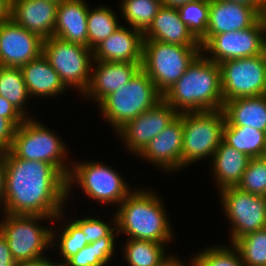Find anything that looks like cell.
I'll use <instances>...</instances> for the list:
<instances>
[{
  "instance_id": "6da1fadb",
  "label": "cell",
  "mask_w": 266,
  "mask_h": 266,
  "mask_svg": "<svg viewBox=\"0 0 266 266\" xmlns=\"http://www.w3.org/2000/svg\"><path fill=\"white\" fill-rule=\"evenodd\" d=\"M5 165L4 213L40 215L61 220L67 197V178L53 165L2 152Z\"/></svg>"
},
{
  "instance_id": "7a4b0ae2",
  "label": "cell",
  "mask_w": 266,
  "mask_h": 266,
  "mask_svg": "<svg viewBox=\"0 0 266 266\" xmlns=\"http://www.w3.org/2000/svg\"><path fill=\"white\" fill-rule=\"evenodd\" d=\"M162 99L178 113L221 110L224 100L219 65L201 52Z\"/></svg>"
},
{
  "instance_id": "3957f363",
  "label": "cell",
  "mask_w": 266,
  "mask_h": 266,
  "mask_svg": "<svg viewBox=\"0 0 266 266\" xmlns=\"http://www.w3.org/2000/svg\"><path fill=\"white\" fill-rule=\"evenodd\" d=\"M162 199L151 190L136 189L123 200L112 219L118 233L128 239L167 244L173 238L172 227Z\"/></svg>"
},
{
  "instance_id": "277c9868",
  "label": "cell",
  "mask_w": 266,
  "mask_h": 266,
  "mask_svg": "<svg viewBox=\"0 0 266 266\" xmlns=\"http://www.w3.org/2000/svg\"><path fill=\"white\" fill-rule=\"evenodd\" d=\"M162 94L147 73L140 68L130 81L104 97L97 105L109 124L117 132L130 120L154 107Z\"/></svg>"
},
{
  "instance_id": "5b68a950",
  "label": "cell",
  "mask_w": 266,
  "mask_h": 266,
  "mask_svg": "<svg viewBox=\"0 0 266 266\" xmlns=\"http://www.w3.org/2000/svg\"><path fill=\"white\" fill-rule=\"evenodd\" d=\"M201 53V46H181L155 40H143L141 68L163 95Z\"/></svg>"
},
{
  "instance_id": "8992f818",
  "label": "cell",
  "mask_w": 266,
  "mask_h": 266,
  "mask_svg": "<svg viewBox=\"0 0 266 266\" xmlns=\"http://www.w3.org/2000/svg\"><path fill=\"white\" fill-rule=\"evenodd\" d=\"M4 216L0 223V232L6 238L16 263L45 257L42 254L46 251L45 249L50 245H57L55 243L57 232L51 227L47 228L39 224L40 220L55 221L56 217L7 213Z\"/></svg>"
},
{
  "instance_id": "52a82bcc",
  "label": "cell",
  "mask_w": 266,
  "mask_h": 266,
  "mask_svg": "<svg viewBox=\"0 0 266 266\" xmlns=\"http://www.w3.org/2000/svg\"><path fill=\"white\" fill-rule=\"evenodd\" d=\"M66 147L52 130L30 117L17 127L9 151L17 158L53 164L67 178L71 167L65 162Z\"/></svg>"
},
{
  "instance_id": "ba28073f",
  "label": "cell",
  "mask_w": 266,
  "mask_h": 266,
  "mask_svg": "<svg viewBox=\"0 0 266 266\" xmlns=\"http://www.w3.org/2000/svg\"><path fill=\"white\" fill-rule=\"evenodd\" d=\"M182 124V169L207 156L212 159L223 138L224 111L182 112Z\"/></svg>"
},
{
  "instance_id": "9c48e42d",
  "label": "cell",
  "mask_w": 266,
  "mask_h": 266,
  "mask_svg": "<svg viewBox=\"0 0 266 266\" xmlns=\"http://www.w3.org/2000/svg\"><path fill=\"white\" fill-rule=\"evenodd\" d=\"M118 172L99 162H78L71 167L67 177V196L76 183L81 190L98 203L120 205L132 192Z\"/></svg>"
},
{
  "instance_id": "30bf717a",
  "label": "cell",
  "mask_w": 266,
  "mask_h": 266,
  "mask_svg": "<svg viewBox=\"0 0 266 266\" xmlns=\"http://www.w3.org/2000/svg\"><path fill=\"white\" fill-rule=\"evenodd\" d=\"M43 55L66 88L77 87L83 95L89 85L94 62L92 50L52 36L43 41Z\"/></svg>"
},
{
  "instance_id": "8fae6325",
  "label": "cell",
  "mask_w": 266,
  "mask_h": 266,
  "mask_svg": "<svg viewBox=\"0 0 266 266\" xmlns=\"http://www.w3.org/2000/svg\"><path fill=\"white\" fill-rule=\"evenodd\" d=\"M199 42L202 54L217 64L231 59L260 55L266 50L265 16L247 29L205 35Z\"/></svg>"
},
{
  "instance_id": "7c38bea8",
  "label": "cell",
  "mask_w": 266,
  "mask_h": 266,
  "mask_svg": "<svg viewBox=\"0 0 266 266\" xmlns=\"http://www.w3.org/2000/svg\"><path fill=\"white\" fill-rule=\"evenodd\" d=\"M224 101L266 94V50L219 63Z\"/></svg>"
},
{
  "instance_id": "4fadbf2b",
  "label": "cell",
  "mask_w": 266,
  "mask_h": 266,
  "mask_svg": "<svg viewBox=\"0 0 266 266\" xmlns=\"http://www.w3.org/2000/svg\"><path fill=\"white\" fill-rule=\"evenodd\" d=\"M223 210L231 226V245L244 235L266 228V197L237 187L219 190Z\"/></svg>"
},
{
  "instance_id": "5bb4252c",
  "label": "cell",
  "mask_w": 266,
  "mask_h": 266,
  "mask_svg": "<svg viewBox=\"0 0 266 266\" xmlns=\"http://www.w3.org/2000/svg\"><path fill=\"white\" fill-rule=\"evenodd\" d=\"M178 112L163 99L154 107L130 120L116 133L123 138L130 153L138 155L145 146L160 134L177 116Z\"/></svg>"
},
{
  "instance_id": "9a60e30c",
  "label": "cell",
  "mask_w": 266,
  "mask_h": 266,
  "mask_svg": "<svg viewBox=\"0 0 266 266\" xmlns=\"http://www.w3.org/2000/svg\"><path fill=\"white\" fill-rule=\"evenodd\" d=\"M43 41L9 18L0 24V66L21 68L43 53Z\"/></svg>"
},
{
  "instance_id": "2e32d148",
  "label": "cell",
  "mask_w": 266,
  "mask_h": 266,
  "mask_svg": "<svg viewBox=\"0 0 266 266\" xmlns=\"http://www.w3.org/2000/svg\"><path fill=\"white\" fill-rule=\"evenodd\" d=\"M183 124L182 113L154 137L138 154L169 173L182 168Z\"/></svg>"
},
{
  "instance_id": "e0dca14e",
  "label": "cell",
  "mask_w": 266,
  "mask_h": 266,
  "mask_svg": "<svg viewBox=\"0 0 266 266\" xmlns=\"http://www.w3.org/2000/svg\"><path fill=\"white\" fill-rule=\"evenodd\" d=\"M58 5L50 0H10V18L44 40L54 36Z\"/></svg>"
},
{
  "instance_id": "ac0fdd59",
  "label": "cell",
  "mask_w": 266,
  "mask_h": 266,
  "mask_svg": "<svg viewBox=\"0 0 266 266\" xmlns=\"http://www.w3.org/2000/svg\"><path fill=\"white\" fill-rule=\"evenodd\" d=\"M143 40L141 30L121 25L92 50L94 61L142 63Z\"/></svg>"
},
{
  "instance_id": "d6986e66",
  "label": "cell",
  "mask_w": 266,
  "mask_h": 266,
  "mask_svg": "<svg viewBox=\"0 0 266 266\" xmlns=\"http://www.w3.org/2000/svg\"><path fill=\"white\" fill-rule=\"evenodd\" d=\"M91 77L84 97L96 99L99 103L110 93L127 84L135 73L141 68L142 63L94 61ZM94 67V69H93Z\"/></svg>"
},
{
  "instance_id": "ffe728a7",
  "label": "cell",
  "mask_w": 266,
  "mask_h": 266,
  "mask_svg": "<svg viewBox=\"0 0 266 266\" xmlns=\"http://www.w3.org/2000/svg\"><path fill=\"white\" fill-rule=\"evenodd\" d=\"M261 17L262 15L251 7L222 0H210L206 35L247 29Z\"/></svg>"
},
{
  "instance_id": "44dd1931",
  "label": "cell",
  "mask_w": 266,
  "mask_h": 266,
  "mask_svg": "<svg viewBox=\"0 0 266 266\" xmlns=\"http://www.w3.org/2000/svg\"><path fill=\"white\" fill-rule=\"evenodd\" d=\"M144 40H155L181 46H201L200 42L181 21L179 10L161 6L149 27L143 32Z\"/></svg>"
},
{
  "instance_id": "7402d4cb",
  "label": "cell",
  "mask_w": 266,
  "mask_h": 266,
  "mask_svg": "<svg viewBox=\"0 0 266 266\" xmlns=\"http://www.w3.org/2000/svg\"><path fill=\"white\" fill-rule=\"evenodd\" d=\"M88 7L85 0L62 1L57 8L54 36L88 47Z\"/></svg>"
},
{
  "instance_id": "603a6c76",
  "label": "cell",
  "mask_w": 266,
  "mask_h": 266,
  "mask_svg": "<svg viewBox=\"0 0 266 266\" xmlns=\"http://www.w3.org/2000/svg\"><path fill=\"white\" fill-rule=\"evenodd\" d=\"M21 70L30 97H55L67 90L59 74L52 68L43 53L23 65Z\"/></svg>"
},
{
  "instance_id": "cb8c5ba5",
  "label": "cell",
  "mask_w": 266,
  "mask_h": 266,
  "mask_svg": "<svg viewBox=\"0 0 266 266\" xmlns=\"http://www.w3.org/2000/svg\"><path fill=\"white\" fill-rule=\"evenodd\" d=\"M250 159L248 155L222 140L211 159L212 172H214L218 190L236 187L247 169Z\"/></svg>"
},
{
  "instance_id": "d4e9b609",
  "label": "cell",
  "mask_w": 266,
  "mask_h": 266,
  "mask_svg": "<svg viewBox=\"0 0 266 266\" xmlns=\"http://www.w3.org/2000/svg\"><path fill=\"white\" fill-rule=\"evenodd\" d=\"M222 110L229 126H249L266 133V94L224 101Z\"/></svg>"
},
{
  "instance_id": "484cf974",
  "label": "cell",
  "mask_w": 266,
  "mask_h": 266,
  "mask_svg": "<svg viewBox=\"0 0 266 266\" xmlns=\"http://www.w3.org/2000/svg\"><path fill=\"white\" fill-rule=\"evenodd\" d=\"M222 140L250 158H260L265 147L266 133L249 126H229L225 122Z\"/></svg>"
},
{
  "instance_id": "4316f807",
  "label": "cell",
  "mask_w": 266,
  "mask_h": 266,
  "mask_svg": "<svg viewBox=\"0 0 266 266\" xmlns=\"http://www.w3.org/2000/svg\"><path fill=\"white\" fill-rule=\"evenodd\" d=\"M165 245L149 240L127 239L123 257L130 266H162L172 257L166 255Z\"/></svg>"
},
{
  "instance_id": "83f0119b",
  "label": "cell",
  "mask_w": 266,
  "mask_h": 266,
  "mask_svg": "<svg viewBox=\"0 0 266 266\" xmlns=\"http://www.w3.org/2000/svg\"><path fill=\"white\" fill-rule=\"evenodd\" d=\"M0 95L6 98L26 118L30 117L25 110V103L30 96L21 68L0 66Z\"/></svg>"
},
{
  "instance_id": "f1b7e54d",
  "label": "cell",
  "mask_w": 266,
  "mask_h": 266,
  "mask_svg": "<svg viewBox=\"0 0 266 266\" xmlns=\"http://www.w3.org/2000/svg\"><path fill=\"white\" fill-rule=\"evenodd\" d=\"M118 23L116 13L109 7L99 6L92 10L88 9V47L93 50L121 26Z\"/></svg>"
},
{
  "instance_id": "f546056e",
  "label": "cell",
  "mask_w": 266,
  "mask_h": 266,
  "mask_svg": "<svg viewBox=\"0 0 266 266\" xmlns=\"http://www.w3.org/2000/svg\"><path fill=\"white\" fill-rule=\"evenodd\" d=\"M115 237H101L87 244L66 262L70 266H105L113 257Z\"/></svg>"
},
{
  "instance_id": "4dcf8cb0",
  "label": "cell",
  "mask_w": 266,
  "mask_h": 266,
  "mask_svg": "<svg viewBox=\"0 0 266 266\" xmlns=\"http://www.w3.org/2000/svg\"><path fill=\"white\" fill-rule=\"evenodd\" d=\"M121 14L130 27L144 32L155 18L161 0H122Z\"/></svg>"
},
{
  "instance_id": "1f68e13d",
  "label": "cell",
  "mask_w": 266,
  "mask_h": 266,
  "mask_svg": "<svg viewBox=\"0 0 266 266\" xmlns=\"http://www.w3.org/2000/svg\"><path fill=\"white\" fill-rule=\"evenodd\" d=\"M244 266H266V228L248 233L232 244Z\"/></svg>"
},
{
  "instance_id": "d6a6232c",
  "label": "cell",
  "mask_w": 266,
  "mask_h": 266,
  "mask_svg": "<svg viewBox=\"0 0 266 266\" xmlns=\"http://www.w3.org/2000/svg\"><path fill=\"white\" fill-rule=\"evenodd\" d=\"M209 1L189 2L178 9L181 21L188 26L189 31L198 41L206 35Z\"/></svg>"
},
{
  "instance_id": "836d02e7",
  "label": "cell",
  "mask_w": 266,
  "mask_h": 266,
  "mask_svg": "<svg viewBox=\"0 0 266 266\" xmlns=\"http://www.w3.org/2000/svg\"><path fill=\"white\" fill-rule=\"evenodd\" d=\"M213 246L199 251L192 258L193 266H244L238 250L233 246Z\"/></svg>"
},
{
  "instance_id": "e575fe53",
  "label": "cell",
  "mask_w": 266,
  "mask_h": 266,
  "mask_svg": "<svg viewBox=\"0 0 266 266\" xmlns=\"http://www.w3.org/2000/svg\"><path fill=\"white\" fill-rule=\"evenodd\" d=\"M236 187L244 192L266 197V160L262 157L251 158Z\"/></svg>"
},
{
  "instance_id": "d590c367",
  "label": "cell",
  "mask_w": 266,
  "mask_h": 266,
  "mask_svg": "<svg viewBox=\"0 0 266 266\" xmlns=\"http://www.w3.org/2000/svg\"><path fill=\"white\" fill-rule=\"evenodd\" d=\"M68 223V225H63L61 234H57L58 241L60 242L57 246L60 249L61 257H63L61 261L63 262H66L88 244L86 242V236L73 220Z\"/></svg>"
},
{
  "instance_id": "8d00e7d4",
  "label": "cell",
  "mask_w": 266,
  "mask_h": 266,
  "mask_svg": "<svg viewBox=\"0 0 266 266\" xmlns=\"http://www.w3.org/2000/svg\"><path fill=\"white\" fill-rule=\"evenodd\" d=\"M86 236L88 244L98 241L101 237H115L118 236L117 227H111L108 222L98 218L84 217L82 219H74L73 221ZM116 234V235H115Z\"/></svg>"
},
{
  "instance_id": "74e56055",
  "label": "cell",
  "mask_w": 266,
  "mask_h": 266,
  "mask_svg": "<svg viewBox=\"0 0 266 266\" xmlns=\"http://www.w3.org/2000/svg\"><path fill=\"white\" fill-rule=\"evenodd\" d=\"M16 130L17 126L11 120L0 116V153L10 149Z\"/></svg>"
},
{
  "instance_id": "f35d334b",
  "label": "cell",
  "mask_w": 266,
  "mask_h": 266,
  "mask_svg": "<svg viewBox=\"0 0 266 266\" xmlns=\"http://www.w3.org/2000/svg\"><path fill=\"white\" fill-rule=\"evenodd\" d=\"M0 116L8 118L17 127L21 125L27 118L15 108L6 98L0 95Z\"/></svg>"
},
{
  "instance_id": "ab89813d",
  "label": "cell",
  "mask_w": 266,
  "mask_h": 266,
  "mask_svg": "<svg viewBox=\"0 0 266 266\" xmlns=\"http://www.w3.org/2000/svg\"><path fill=\"white\" fill-rule=\"evenodd\" d=\"M14 260L10 251L6 238L0 232V266H15Z\"/></svg>"
},
{
  "instance_id": "60d3db41",
  "label": "cell",
  "mask_w": 266,
  "mask_h": 266,
  "mask_svg": "<svg viewBox=\"0 0 266 266\" xmlns=\"http://www.w3.org/2000/svg\"><path fill=\"white\" fill-rule=\"evenodd\" d=\"M222 1L232 2L243 6L251 7L252 9H256L262 16H265L266 13V0H222Z\"/></svg>"
},
{
  "instance_id": "b9f144b4",
  "label": "cell",
  "mask_w": 266,
  "mask_h": 266,
  "mask_svg": "<svg viewBox=\"0 0 266 266\" xmlns=\"http://www.w3.org/2000/svg\"><path fill=\"white\" fill-rule=\"evenodd\" d=\"M5 165L2 153H0V205L5 206Z\"/></svg>"
},
{
  "instance_id": "7bdbcfd3",
  "label": "cell",
  "mask_w": 266,
  "mask_h": 266,
  "mask_svg": "<svg viewBox=\"0 0 266 266\" xmlns=\"http://www.w3.org/2000/svg\"><path fill=\"white\" fill-rule=\"evenodd\" d=\"M50 260L45 256L36 260L17 262L15 266H54V262Z\"/></svg>"
},
{
  "instance_id": "ee69618b",
  "label": "cell",
  "mask_w": 266,
  "mask_h": 266,
  "mask_svg": "<svg viewBox=\"0 0 266 266\" xmlns=\"http://www.w3.org/2000/svg\"><path fill=\"white\" fill-rule=\"evenodd\" d=\"M10 18V0H0V24Z\"/></svg>"
},
{
  "instance_id": "f6af8a7d",
  "label": "cell",
  "mask_w": 266,
  "mask_h": 266,
  "mask_svg": "<svg viewBox=\"0 0 266 266\" xmlns=\"http://www.w3.org/2000/svg\"><path fill=\"white\" fill-rule=\"evenodd\" d=\"M162 5L169 8L179 9L183 5L193 2V1H201V0H161Z\"/></svg>"
},
{
  "instance_id": "bcb514c9",
  "label": "cell",
  "mask_w": 266,
  "mask_h": 266,
  "mask_svg": "<svg viewBox=\"0 0 266 266\" xmlns=\"http://www.w3.org/2000/svg\"><path fill=\"white\" fill-rule=\"evenodd\" d=\"M189 264L184 265V262L180 261L179 258L175 257L174 255L169 260H167L162 266H193L192 260Z\"/></svg>"
},
{
  "instance_id": "7dc6e473",
  "label": "cell",
  "mask_w": 266,
  "mask_h": 266,
  "mask_svg": "<svg viewBox=\"0 0 266 266\" xmlns=\"http://www.w3.org/2000/svg\"><path fill=\"white\" fill-rule=\"evenodd\" d=\"M54 266H70L67 262H58V264L56 262H54Z\"/></svg>"
},
{
  "instance_id": "c3c4849f",
  "label": "cell",
  "mask_w": 266,
  "mask_h": 266,
  "mask_svg": "<svg viewBox=\"0 0 266 266\" xmlns=\"http://www.w3.org/2000/svg\"><path fill=\"white\" fill-rule=\"evenodd\" d=\"M262 158L266 160V142H265V147L262 153Z\"/></svg>"
},
{
  "instance_id": "681fc988",
  "label": "cell",
  "mask_w": 266,
  "mask_h": 266,
  "mask_svg": "<svg viewBox=\"0 0 266 266\" xmlns=\"http://www.w3.org/2000/svg\"><path fill=\"white\" fill-rule=\"evenodd\" d=\"M50 1H53V2H56V3L60 4L64 0H50Z\"/></svg>"
}]
</instances>
